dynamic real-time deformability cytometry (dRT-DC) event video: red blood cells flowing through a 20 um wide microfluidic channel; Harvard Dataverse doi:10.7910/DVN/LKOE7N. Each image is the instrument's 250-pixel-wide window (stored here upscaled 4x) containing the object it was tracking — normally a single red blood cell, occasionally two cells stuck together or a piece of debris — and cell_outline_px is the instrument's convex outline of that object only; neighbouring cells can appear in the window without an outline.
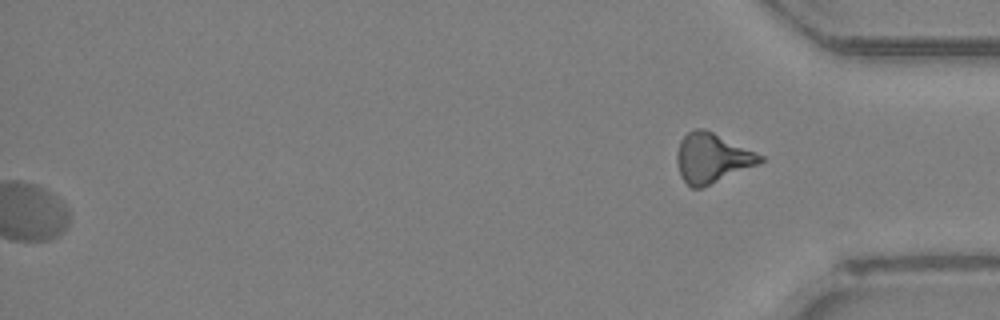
{"species": "Egyptian fruit bat (a non-hibernating species)", "species_latin": "Rousettus aegyptiacus", "temperature_condition": "room temperature", "stored_images_in_passage": 44, "segment_of_instrument_passage": [2, 2], "camera_frame_rate_fps": 3000, "um_per_image_px": 0.085, "animal": {"sex": "female"}, "frame": {"image": 1, "passage_image": 44, "time_ms": 14.333, "image_size_px": [1000, 320], "cell_outline_px": [[764, 160], [760, 164], [700, 188], [692, 188], [680, 176], [676, 160], [676, 152], [680, 140], [688, 132], [696, 128], [704, 128], [764, 156]], "centroid_in_image_um": [60.5, 13.43], "position_along_channel_um": 374.7, "area_um2": 23.93}}